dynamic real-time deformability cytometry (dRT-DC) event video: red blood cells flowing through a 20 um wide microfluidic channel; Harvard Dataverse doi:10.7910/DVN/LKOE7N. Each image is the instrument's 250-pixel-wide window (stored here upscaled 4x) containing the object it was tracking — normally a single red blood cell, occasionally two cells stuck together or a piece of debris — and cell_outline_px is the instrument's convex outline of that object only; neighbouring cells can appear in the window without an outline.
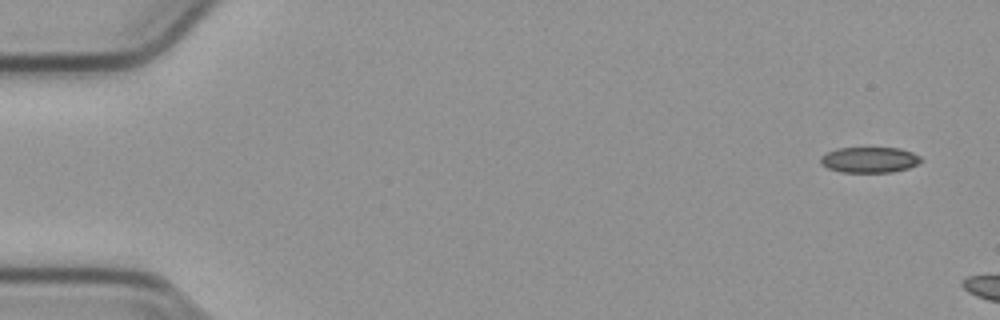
{"species": "common noctule bat (a hibernating species)", "species_latin": "Nyctalus noctula", "temperature_condition": "cold", "stored_images_in_passage": 6, "camera_frame_rate_fps": 3000, "um_per_image_px": 0.085, "animal": {"sex": "male", "body_mass_g": 23.1, "forearm_length_mm": 52.7}, "frame": {"image": 1, "passage_image": 1, "time_ms": 0.0, "image_size_px": [1000, 320], "cell_outline_px": [[920, 160], [916, 164], [908, 168], [892, 172], [840, 172], [828, 168], [820, 164], [820, 156], [836, 148], [900, 148], [912, 152], [920, 156]], "centroid_in_image_um": [73.86, 13.58], "position_along_channel_um": 11.1, "area_um2": 14.97}}